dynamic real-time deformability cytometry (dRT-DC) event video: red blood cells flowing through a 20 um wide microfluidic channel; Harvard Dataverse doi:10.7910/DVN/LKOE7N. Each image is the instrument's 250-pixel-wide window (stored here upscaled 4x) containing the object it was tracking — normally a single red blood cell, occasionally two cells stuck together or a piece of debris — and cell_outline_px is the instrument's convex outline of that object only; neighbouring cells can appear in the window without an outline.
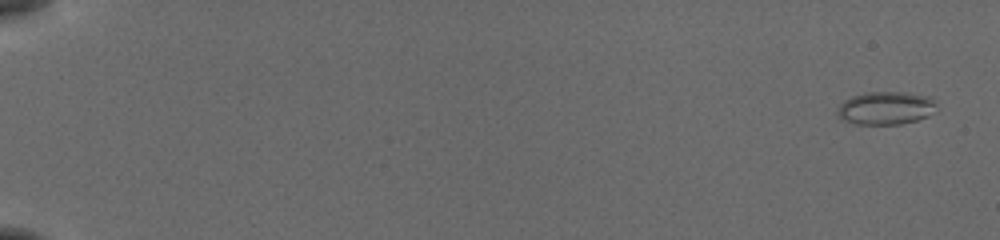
{"species": "common noctule bat (a hibernating species)", "species_latin": "Nyctalus noctula", "temperature_condition": "cold", "stored_images_in_passage": 57, "segment_of_instrument_passage": [1, 2], "camera_frame_rate_fps": 3000, "um_per_image_px": 0.085, "animal": {"sex": "female", "body_mass_g": 19.5, "forearm_length_mm": 54.1}, "frame": {"image": 1, "passage_image": 2, "time_ms": 0.333, "image_size_px": [1000, 240], "cell_outline_px": [[936, 104], [928, 116], [916, 120], [900, 124], [856, 124], [840, 120], [836, 116], [836, 112], [840, 104], [844, 100], [852, 96], [868, 92], [904, 92], [932, 96], [936, 100]], "centroid_in_image_um": [75.25, 9.18], "position_along_channel_um": 9.7, "area_um2": 19.25}}
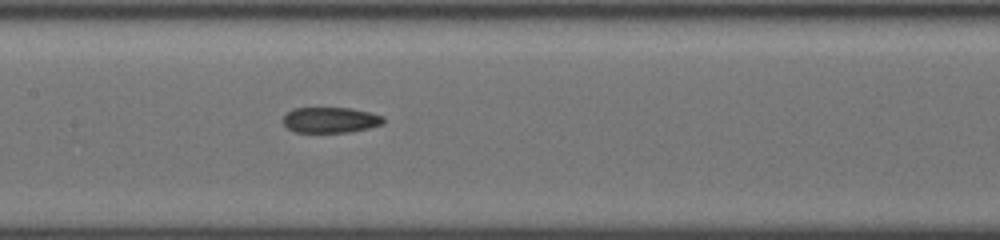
{"frame": {"image": 2, "passage_image": 30, "time_ms": 9.667, "image_size_px": [1000, 240], "cell_outline_px": [[384, 124], [368, 128], [348, 132], [296, 132], [288, 128], [284, 124], [284, 116], [292, 108], [352, 108], [384, 116]], "centroid_in_image_um": [28.11, 10.19], "position_along_channel_um": 179.3, "area_um2": 14.91}}
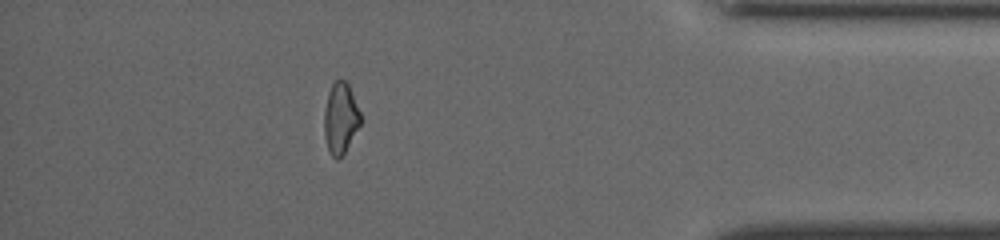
{"frame": {"image": 3, "passage_image": 50, "time_ms": 16.333, "image_size_px": [1000, 240], "cell_outline_px": [[360, 124], [344, 152], [336, 160], [332, 156], [328, 148], [324, 136], [324, 108], [328, 92], [332, 84], [336, 80], [344, 80], [348, 84], [360, 112]], "centroid_in_image_um": [28.92, 10.03], "position_along_channel_um": 406.3, "area_um2": 14.74}}